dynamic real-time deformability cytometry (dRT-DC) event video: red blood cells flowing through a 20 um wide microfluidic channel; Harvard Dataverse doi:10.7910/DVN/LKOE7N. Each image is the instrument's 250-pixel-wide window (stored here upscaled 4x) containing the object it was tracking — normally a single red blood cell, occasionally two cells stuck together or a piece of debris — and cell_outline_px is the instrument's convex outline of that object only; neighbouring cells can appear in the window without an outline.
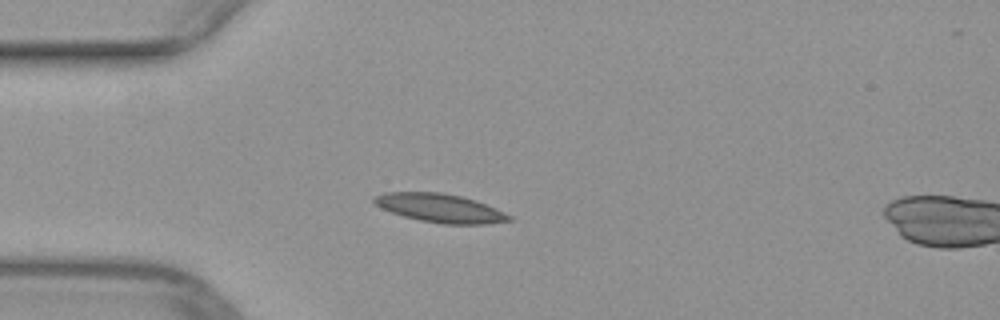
{"species": "common noctule bat (a hibernating species)", "species_latin": "Nyctalus noctula", "temperature_condition": "warm", "stored_images_in_passage": 38, "camera_frame_rate_fps": 3000, "um_per_image_px": 0.085, "animal": {"sex": "female", "body_mass_g": 29.2, "forearm_length_mm": 56.3}, "frame": {"image": 1, "passage_image": 1, "time_ms": 0.0, "image_size_px": [1000, 320], "cell_outline_px": [[512, 220], [488, 224], [444, 224], [420, 220], [404, 216], [380, 208], [372, 200], [372, 196], [384, 192], [440, 192], [460, 196], [476, 200], [496, 208], [512, 216]], "centroid_in_image_um": [37.4, 17.68], "position_along_channel_um": 47.6, "area_um2": 22.54}}
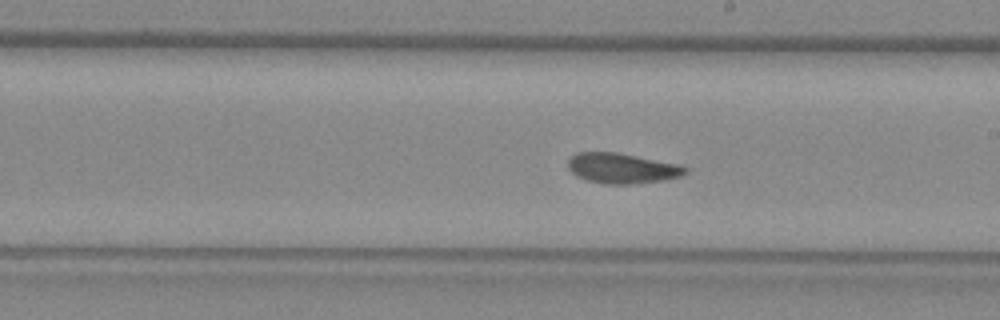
{"frame": {"image": 2, "passage_image": 16, "time_ms": 5.0, "image_size_px": [1000, 320], "cell_outline_px": [[688, 172], [680, 176], [664, 180], [636, 184], [604, 184], [588, 180], [576, 176], [568, 168], [568, 160], [576, 152], [616, 152], [680, 164], [688, 168]], "centroid_in_image_um": [52.89, 14.3], "position_along_channel_um": 236.1, "area_um2": 20.81}}
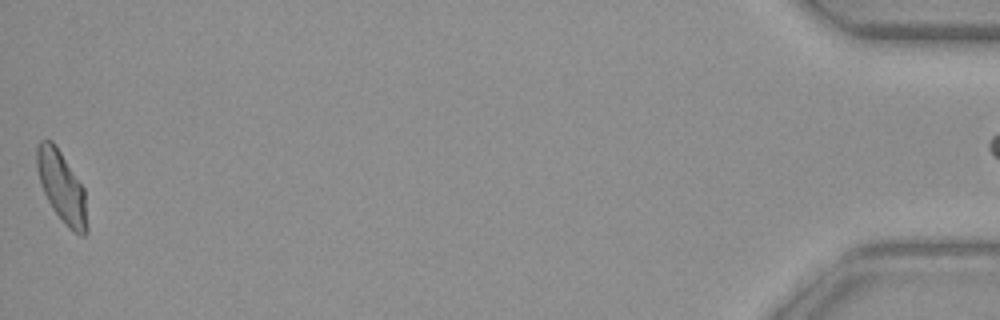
{"frame": {"image": 3, "passage_image": 38, "time_ms": 12.333, "image_size_px": [1000, 320], "cell_outline_px": [[88, 232], [84, 236], [80, 236], [68, 228], [64, 224], [52, 208], [40, 184], [36, 168], [36, 148], [40, 140], [52, 140], [84, 188], [88, 228]], "centroid_in_image_um": [5.25, 15.93], "position_along_channel_um": 430.0, "area_um2": 20.81}}